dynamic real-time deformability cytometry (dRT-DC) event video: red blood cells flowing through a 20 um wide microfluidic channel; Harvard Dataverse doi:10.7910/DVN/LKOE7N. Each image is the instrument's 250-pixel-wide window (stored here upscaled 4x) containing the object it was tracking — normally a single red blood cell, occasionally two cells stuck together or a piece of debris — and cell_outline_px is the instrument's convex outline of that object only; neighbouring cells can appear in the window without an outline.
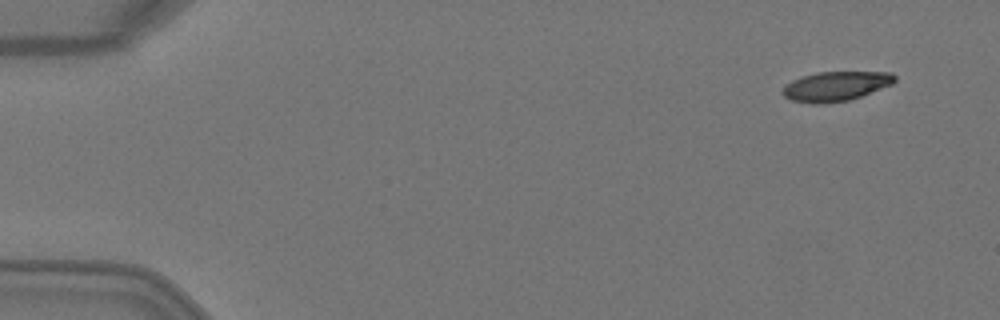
{"species": "Egyptian fruit bat (a non-hibernating species)", "species_latin": "Rousettus aegyptiacus", "temperature_condition": "warm", "stored_images_in_passage": 4, "camera_frame_rate_fps": 3000, "um_per_image_px": 0.085, "animal": {"sex": "female"}, "frame": {"image": 1, "passage_image": 1, "time_ms": 0.0, "image_size_px": [1000, 320], "cell_outline_px": [[896, 80], [892, 84], [860, 96], [848, 100], [820, 104], [812, 104], [792, 100], [784, 96], [780, 92], [792, 80], [800, 76], [816, 72], [892, 72], [896, 76]], "centroid_in_image_um": [71.02, 7.32], "position_along_channel_um": 14.0, "area_um2": 19.25}}
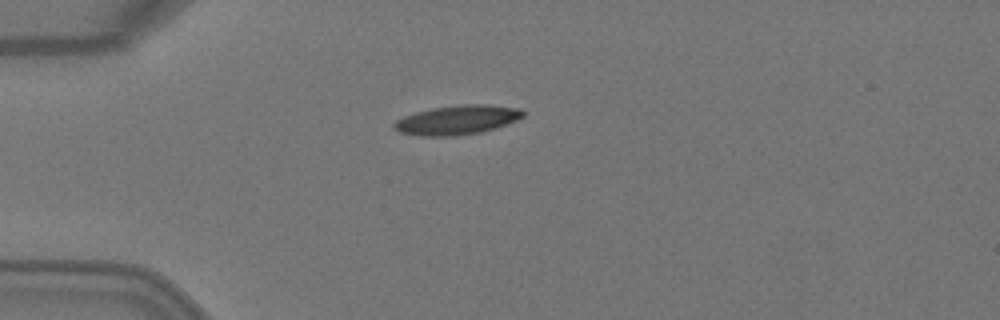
{"frame": {"image": 2, "passage_image": 4, "time_ms": 1.0, "image_size_px": [1000, 320], "cell_outline_px": [[524, 116], [516, 120], [496, 128], [480, 132], [456, 136], [420, 136], [400, 132], [392, 128], [392, 124], [396, 120], [404, 116], [416, 112], [432, 108], [460, 104], [488, 104], [520, 108], [524, 112]], "centroid_in_image_um": [38.85, 10.19], "position_along_channel_um": 46.2, "area_um2": 22.14}}